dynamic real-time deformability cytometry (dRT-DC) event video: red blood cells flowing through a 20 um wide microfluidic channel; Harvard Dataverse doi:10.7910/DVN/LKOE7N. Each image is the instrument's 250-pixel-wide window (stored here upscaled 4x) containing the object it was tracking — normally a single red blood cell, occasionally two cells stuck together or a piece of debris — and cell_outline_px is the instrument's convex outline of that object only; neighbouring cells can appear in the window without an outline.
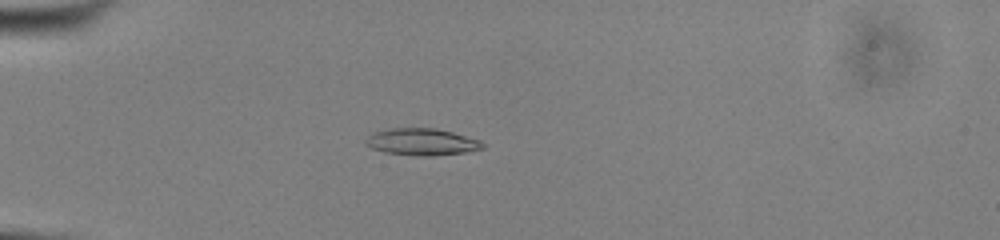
{"species": "common noctule bat (a hibernating species)", "species_latin": "Nyctalus noctula", "temperature_condition": "cold", "stored_images_in_passage": 50, "camera_frame_rate_fps": 3000, "um_per_image_px": 0.085, "animal": {"sex": "male", "body_mass_g": 13.0, "forearm_length_mm": 53.1}, "frame": {"image": 1, "passage_image": 12, "time_ms": 3.667, "image_size_px": [1000, 240], "cell_outline_px": [[484, 148], [468, 152], [432, 156], [416, 156], [384, 152], [372, 148], [364, 144], [364, 140], [372, 132], [384, 128], [436, 128], [452, 132], [480, 140], [484, 144]], "centroid_in_image_um": [35.82, 12.06], "position_along_channel_um": 49.2, "area_um2": 18.61}}
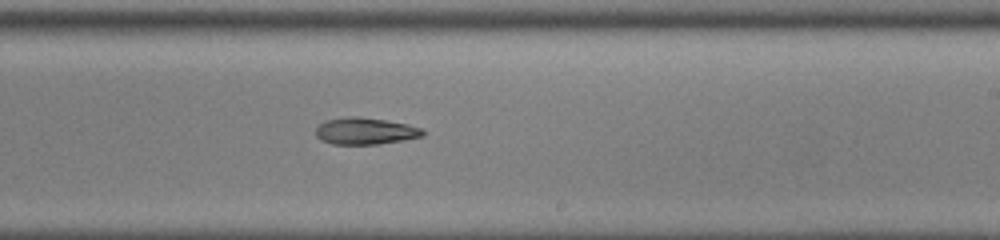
{"frame": {"image": 2, "passage_image": 30, "time_ms": 9.667, "image_size_px": [1000, 240], "cell_outline_px": [[424, 136], [404, 140], [376, 144], [332, 144], [320, 140], [316, 136], [316, 128], [324, 120], [348, 116], [356, 116], [384, 120], [408, 124], [420, 128], [424, 132]], "centroid_in_image_um": [31.02, 11.14], "position_along_channel_um": 258.0, "area_um2": 16.7}}
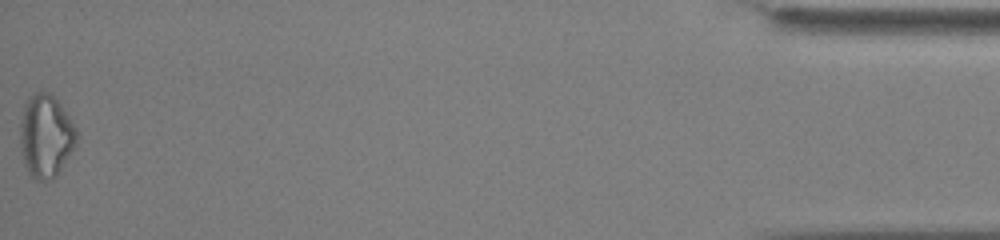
{"frame": {"image": 3, "passage_image": 50, "time_ms": 16.333, "image_size_px": [1000, 240], "cell_outline_px": [[76, 144], [56, 176], [44, 180], [36, 180], [28, 172], [24, 160], [20, 144], [20, 120], [24, 104], [36, 92], [48, 92], [60, 104], [76, 128]], "centroid_in_image_um": [3.88, 11.56], "position_along_channel_um": 431.3, "area_um2": 26.7}}